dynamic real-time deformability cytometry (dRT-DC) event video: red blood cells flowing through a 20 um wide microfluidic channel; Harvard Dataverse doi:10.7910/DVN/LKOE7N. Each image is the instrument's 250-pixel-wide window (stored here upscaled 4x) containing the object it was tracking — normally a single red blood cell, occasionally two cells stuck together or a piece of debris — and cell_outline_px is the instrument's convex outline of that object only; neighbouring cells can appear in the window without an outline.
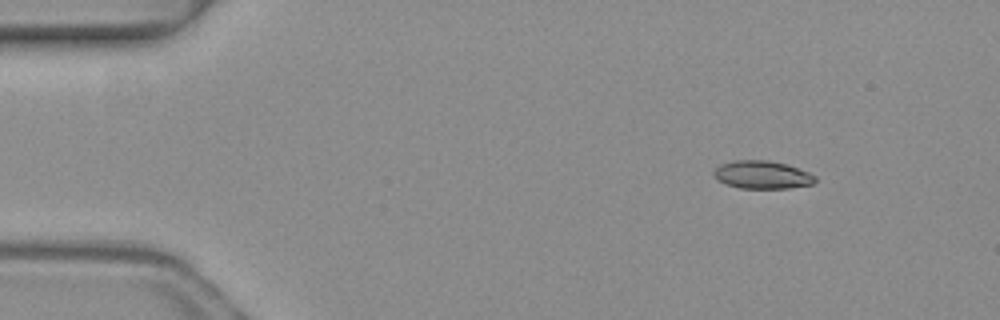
{"species": "common noctule bat (a hibernating species)", "species_latin": "Nyctalus noctula", "temperature_condition": "warm", "stored_images_in_passage": 3, "camera_frame_rate_fps": 3000, "um_per_image_px": 0.085, "animal": {"sex": "female", "body_mass_g": 19.3, "forearm_length_mm": 54.1}, "frame": {"image": 1, "passage_image": 1, "time_ms": 0.0, "image_size_px": [1000, 320], "cell_outline_px": [[816, 180], [812, 184], [788, 188], [740, 188], [724, 184], [716, 180], [712, 176], [712, 172], [720, 164], [732, 160], [768, 160], [784, 164], [808, 172], [816, 176]], "centroid_in_image_um": [64.71, 14.86], "position_along_channel_um": 20.3, "area_um2": 16.59}}
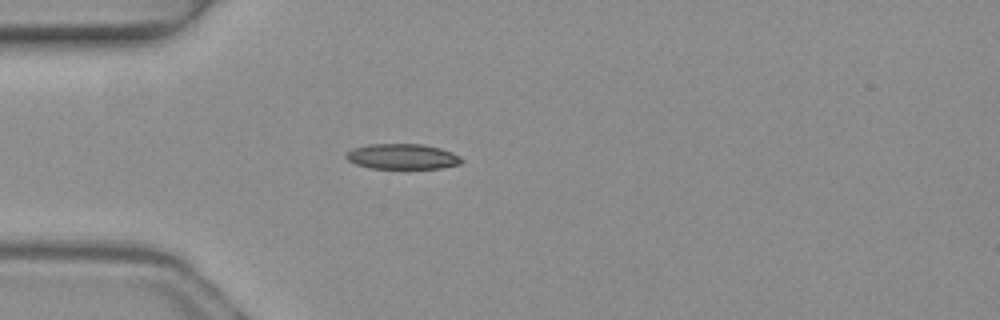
{"frame": {"image": 2, "passage_image": 3, "time_ms": 0.667, "image_size_px": [1000, 320], "cell_outline_px": [[464, 160], [460, 164], [440, 168], [368, 168], [356, 164], [348, 160], [344, 156], [344, 152], [352, 148], [368, 144], [420, 144], [440, 148], [452, 152], [460, 156]], "centroid_in_image_um": [34.16, 13.3], "position_along_channel_um": 50.8, "area_um2": 17.17}}